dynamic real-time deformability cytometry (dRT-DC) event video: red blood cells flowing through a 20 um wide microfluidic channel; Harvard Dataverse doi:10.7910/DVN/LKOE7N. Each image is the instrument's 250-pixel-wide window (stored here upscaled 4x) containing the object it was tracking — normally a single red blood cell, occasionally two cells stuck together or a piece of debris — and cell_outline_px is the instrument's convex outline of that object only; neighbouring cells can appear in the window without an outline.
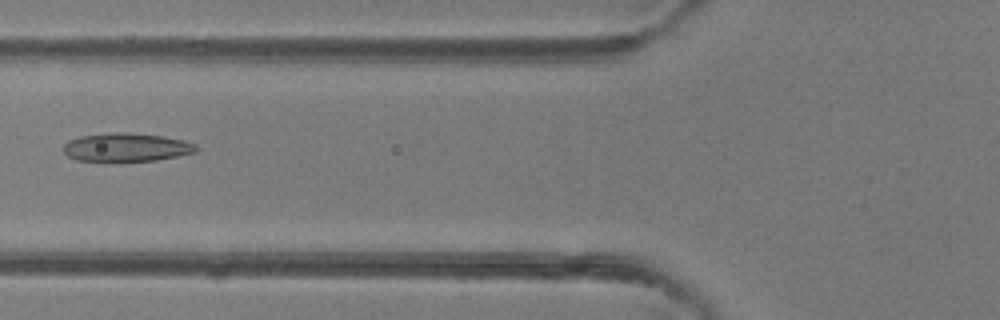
{"species": "common noctule bat (a hibernating species)", "species_latin": "Nyctalus noctula", "temperature_condition": "room temperature", "stored_images_in_passage": 7, "camera_frame_rate_fps": 3000, "um_per_image_px": 0.085, "animal": {"sex": "female"}, "frame": {"image": 1, "passage_image": 6, "time_ms": 5.667, "image_size_px": [1000, 320], "cell_outline_px": [[196, 152], [180, 156], [156, 160], [116, 164], [76, 160], [68, 156], [64, 152], [64, 144], [68, 140], [80, 136], [112, 132], [128, 132], [160, 136], [184, 140], [196, 144]], "centroid_in_image_um": [10.7, 12.56], "position_along_channel_um": 115.1, "area_um2": 22.89}}
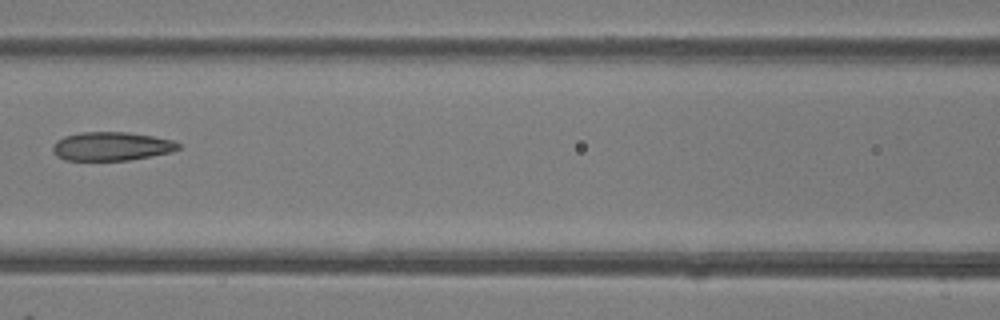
{"frame": {"image": 2, "passage_image": 7, "time_ms": 6.667, "image_size_px": [1000, 320], "cell_outline_px": [[180, 148], [172, 152], [128, 160], [64, 160], [56, 156], [52, 152], [52, 148], [56, 140], [64, 136], [80, 132], [128, 132], [152, 136], [172, 140], [180, 144]], "centroid_in_image_um": [9.44, 12.43], "position_along_channel_um": 157.2, "area_um2": 21.04}}